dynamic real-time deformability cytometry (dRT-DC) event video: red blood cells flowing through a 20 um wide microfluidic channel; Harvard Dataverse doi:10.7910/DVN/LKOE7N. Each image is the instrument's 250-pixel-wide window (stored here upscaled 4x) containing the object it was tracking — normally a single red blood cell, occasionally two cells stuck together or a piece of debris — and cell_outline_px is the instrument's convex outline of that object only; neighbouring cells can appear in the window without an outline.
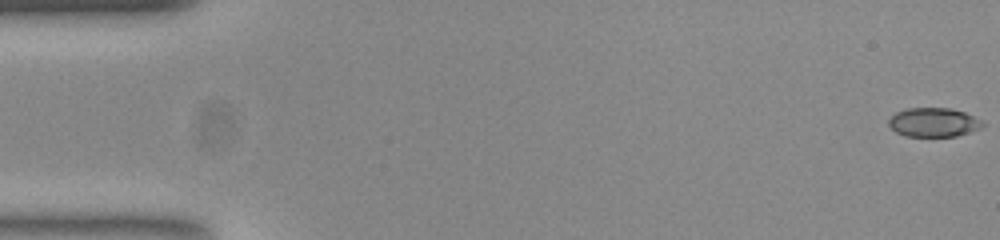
{"species": "common noctule bat (a hibernating species)", "species_latin": "Nyctalus noctula", "temperature_condition": "room temperature", "stored_images_in_passage": 5, "camera_frame_rate_fps": 3000, "um_per_image_px": 0.085, "animal": {"sex": "female", "body_mass_g": 23.0, "forearm_length_mm": 53.4}, "frame": {"image": 1, "passage_image": 1, "time_ms": 0.0, "image_size_px": [1000, 240], "cell_outline_px": [[984, 124], [980, 128], [956, 136], [904, 136], [896, 132], [888, 124], [888, 120], [896, 112], [908, 108], [952, 108], [964, 112], [980, 120]], "centroid_in_image_um": [79.32, 10.39], "position_along_channel_um": 5.7, "area_um2": 15.72}}